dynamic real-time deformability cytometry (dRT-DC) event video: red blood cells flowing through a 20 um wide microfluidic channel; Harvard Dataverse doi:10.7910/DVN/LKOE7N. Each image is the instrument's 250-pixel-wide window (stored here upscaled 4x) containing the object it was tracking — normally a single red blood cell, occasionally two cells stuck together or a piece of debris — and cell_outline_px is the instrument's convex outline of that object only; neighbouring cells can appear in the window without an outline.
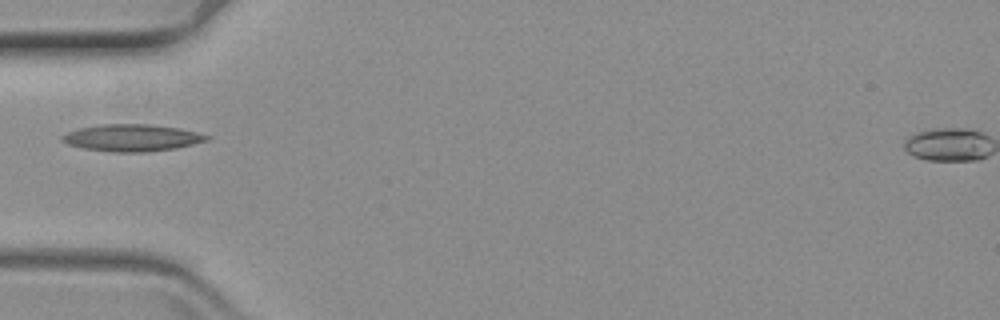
{"species": "common noctule bat (a hibernating species)", "species_latin": "Nyctalus noctula", "temperature_condition": "warm", "stored_images_in_passage": 42, "camera_frame_rate_fps": 3000, "um_per_image_px": 0.085, "animal": {"sex": "female", "body_mass_g": 19.3, "forearm_length_mm": 54.1}, "frame": {"image": 1, "passage_image": 1, "time_ms": 0.0, "image_size_px": [1000, 320], "cell_outline_px": [[212, 136], [208, 140], [176, 148], [148, 152], [112, 152], [84, 148], [68, 144], [60, 140], [60, 136], [68, 132], [80, 128], [100, 124], [148, 124], [180, 128]], "centroid_in_image_um": [11.21, 11.71], "position_along_channel_um": 73.8, "area_um2": 22.72}}
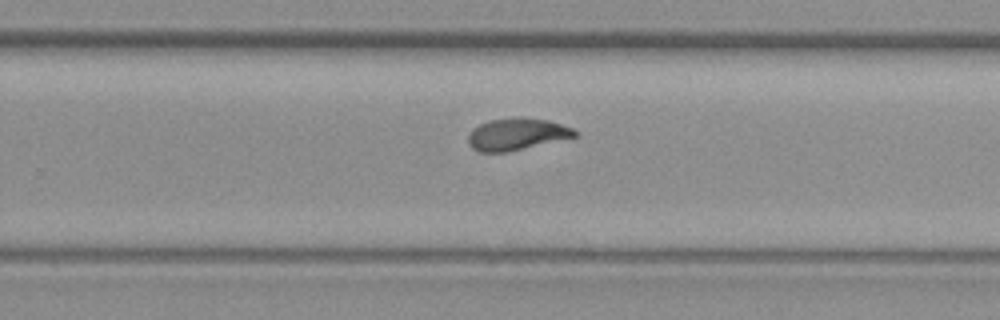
{"frame": {"image": 2, "passage_image": 20, "time_ms": 6.333, "image_size_px": [1000, 320], "cell_outline_px": [[580, 132], [576, 136], [508, 152], [480, 152], [472, 148], [468, 144], [468, 136], [472, 128], [488, 120], [516, 116], [520, 116], [548, 120], [572, 128]], "centroid_in_image_um": [43.9, 11.39], "position_along_channel_um": 285.9, "area_um2": 20.0}}
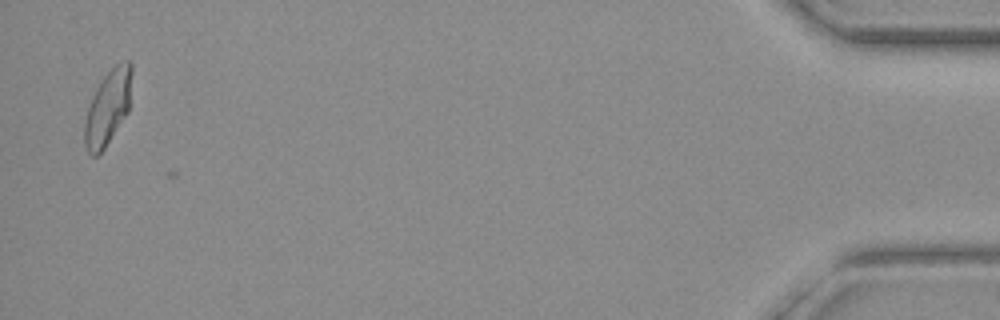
{"frame": {"image": 3, "passage_image": 41, "time_ms": 13.333, "image_size_px": [1000, 320], "cell_outline_px": [[132, 72], [128, 112], [104, 148], [96, 156], [92, 156], [88, 152], [84, 144], [84, 124], [88, 108], [92, 96], [100, 80], [116, 64], [128, 60], [132, 60]], "centroid_in_image_um": [9.16, 9.12], "position_along_channel_um": 426.0, "area_um2": 20.4}}